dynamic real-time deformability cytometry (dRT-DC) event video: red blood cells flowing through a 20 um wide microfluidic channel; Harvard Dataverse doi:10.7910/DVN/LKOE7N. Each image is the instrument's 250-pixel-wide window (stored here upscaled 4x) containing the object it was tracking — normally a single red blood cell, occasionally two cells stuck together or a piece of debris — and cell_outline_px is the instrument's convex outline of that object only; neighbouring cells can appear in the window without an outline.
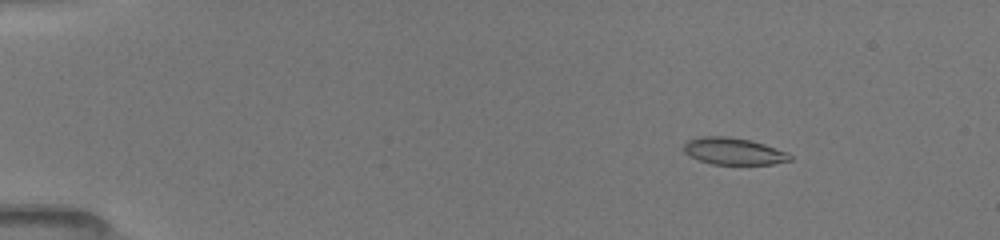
{"species": "common noctule bat (a hibernating species)", "species_latin": "Nyctalus noctula", "temperature_condition": "room temperature", "stored_images_in_passage": 23, "camera_frame_rate_fps": 3000, "um_per_image_px": 0.085, "animal": {"sex": "female", "body_mass_g": 19.5, "forearm_length_mm": 54.1}, "frame": {"image": 1, "passage_image": 6, "time_ms": 2.0, "image_size_px": [1000, 240], "cell_outline_px": [[792, 160], [772, 164], [712, 164], [700, 160], [684, 152], [684, 144], [688, 140], [704, 136], [728, 136], [752, 140], [788, 152], [792, 156]], "centroid_in_image_um": [62.39, 12.85], "position_along_channel_um": 22.6, "area_um2": 16.59}}
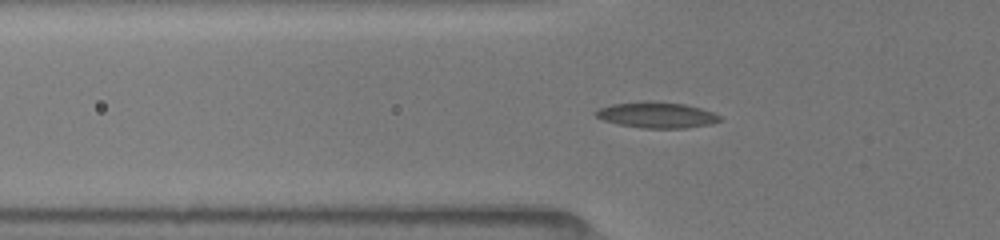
{"frame": {"image": 2, "passage_image": 16, "time_ms": 5.667, "image_size_px": [1000, 240], "cell_outline_px": [[720, 120], [708, 124], [688, 128], [640, 128], [620, 124], [604, 120], [596, 116], [592, 112], [600, 108], [612, 104], [640, 100], [648, 100], [684, 104], [700, 108], [712, 112], [720, 116]], "centroid_in_image_um": [55.77, 9.76], "position_along_channel_um": 70.0, "area_um2": 18.73}}
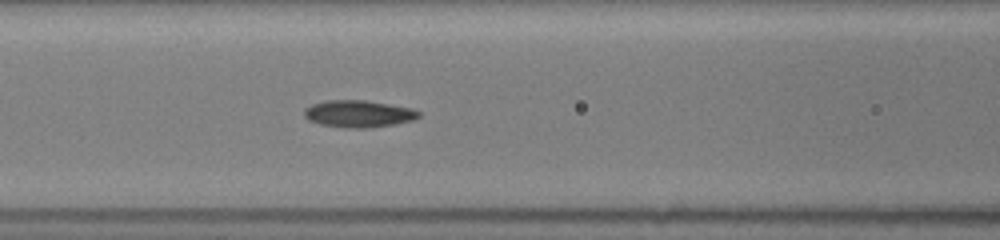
{"frame": {"image": 3, "passage_image": 21, "time_ms": 7.333, "image_size_px": [1000, 240], "cell_outline_px": [[420, 116], [412, 120], [396, 124], [372, 128], [344, 128], [320, 124], [308, 120], [304, 116], [304, 108], [312, 104], [324, 100], [364, 100], [412, 108], [420, 112]], "centroid_in_image_um": [30.45, 9.68], "position_along_channel_um": 136.1, "area_um2": 18.21}}